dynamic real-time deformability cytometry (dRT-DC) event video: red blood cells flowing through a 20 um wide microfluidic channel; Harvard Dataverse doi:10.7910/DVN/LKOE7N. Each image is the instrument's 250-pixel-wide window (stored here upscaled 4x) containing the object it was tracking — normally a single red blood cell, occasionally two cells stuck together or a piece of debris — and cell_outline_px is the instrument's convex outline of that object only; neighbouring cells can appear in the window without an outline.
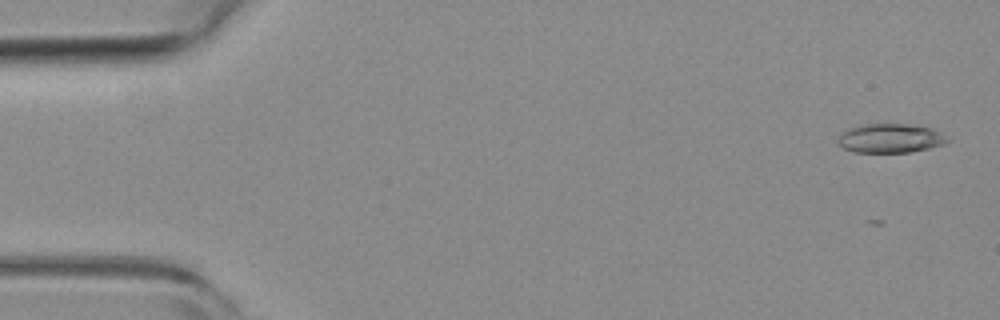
{"species": "common noctule bat (a hibernating species)", "species_latin": "Nyctalus noctula", "temperature_condition": "room temperature", "stored_images_in_passage": 40, "camera_frame_rate_fps": 3000, "um_per_image_px": 0.085, "animal": {"sex": "female", "body_mass_g": 19.3, "forearm_length_mm": 54.1}, "frame": {"image": 1, "passage_image": 2, "time_ms": 0.333, "image_size_px": [1000, 320], "cell_outline_px": [[952, 140], [944, 144], [928, 148], [908, 152], [852, 152], [844, 148], [836, 140], [848, 128], [864, 124], [908, 124], [932, 128], [940, 132]], "centroid_in_image_um": [75.7, 11.75], "position_along_channel_um": 9.3, "area_um2": 18.5}}
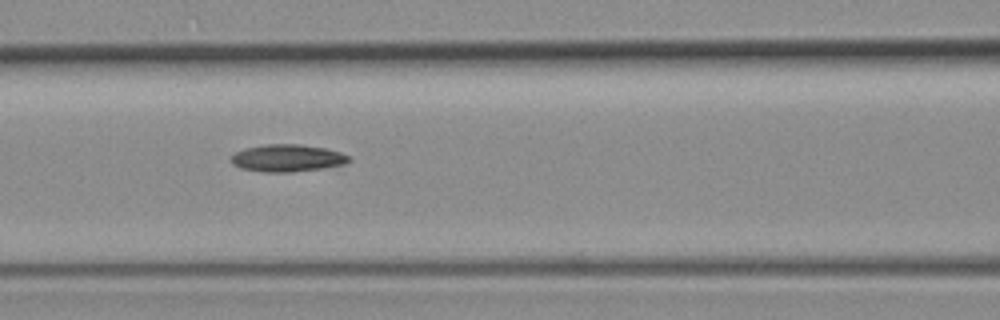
{"frame": {"image": 2, "passage_image": 23, "time_ms": 7.333, "image_size_px": [1000, 320], "cell_outline_px": [[352, 160], [344, 164], [324, 168], [292, 172], [264, 172], [240, 168], [232, 164], [232, 156], [236, 152], [244, 148], [264, 144], [300, 144], [324, 148], [340, 152], [348, 156]], "centroid_in_image_um": [24.42, 13.44], "position_along_channel_um": 142.2, "area_um2": 18.73}}
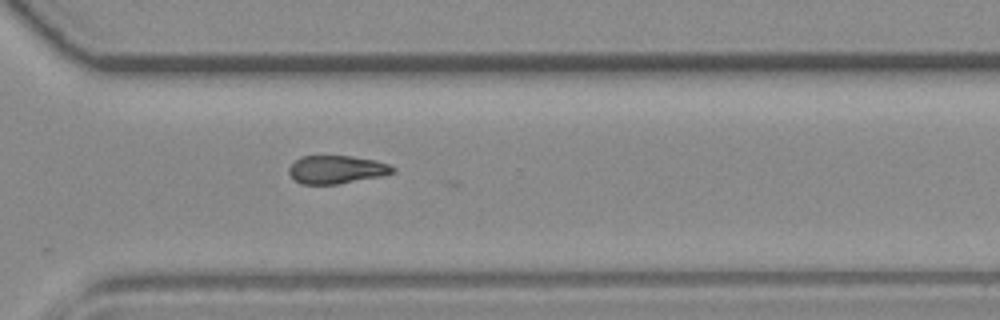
{"frame": {"image": 3, "passage_image": 39, "time_ms": 12.667, "image_size_px": [1000, 320], "cell_outline_px": [[396, 172], [384, 176], [336, 184], [300, 184], [292, 180], [288, 172], [288, 168], [300, 156], [352, 156], [376, 160], [388, 164], [396, 168]], "centroid_in_image_um": [28.61, 14.42], "position_along_channel_um": 342.0, "area_um2": 17.28}}